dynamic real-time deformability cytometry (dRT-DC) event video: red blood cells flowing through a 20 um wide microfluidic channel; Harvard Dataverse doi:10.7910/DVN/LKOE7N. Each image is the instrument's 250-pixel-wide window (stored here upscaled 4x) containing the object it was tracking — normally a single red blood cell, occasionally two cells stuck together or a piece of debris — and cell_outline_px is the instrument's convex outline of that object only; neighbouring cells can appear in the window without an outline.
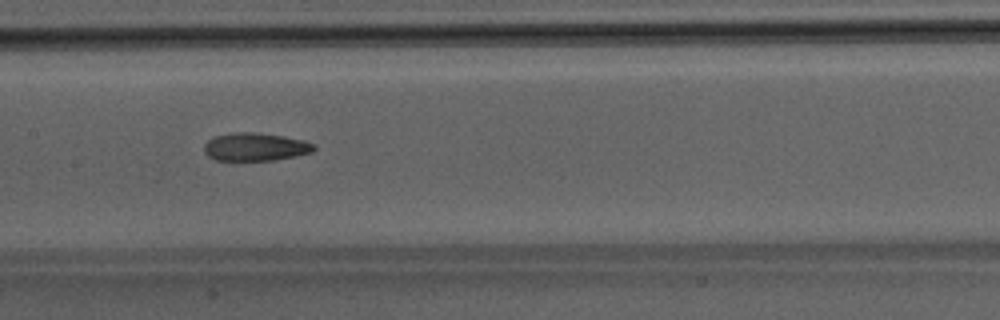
{"species": "Egyptian fruit bat (a non-hibernating species)", "species_latin": "Rousettus aegyptiacus", "temperature_condition": "room temperature", "stored_images_in_passage": 37, "camera_frame_rate_fps": 3000, "um_per_image_px": 0.085, "animal": {"sex": "male"}, "frame": {"image": 1, "passage_image": 13, "time_ms": 4.0, "image_size_px": [1000, 320], "cell_outline_px": [[316, 148], [312, 152], [296, 156], [272, 160], [216, 160], [208, 156], [204, 152], [204, 144], [212, 136], [236, 132], [252, 132], [284, 136], [304, 140], [316, 144]], "centroid_in_image_um": [21.71, 12.48], "position_along_channel_um": 185.7, "area_um2": 18.03}}
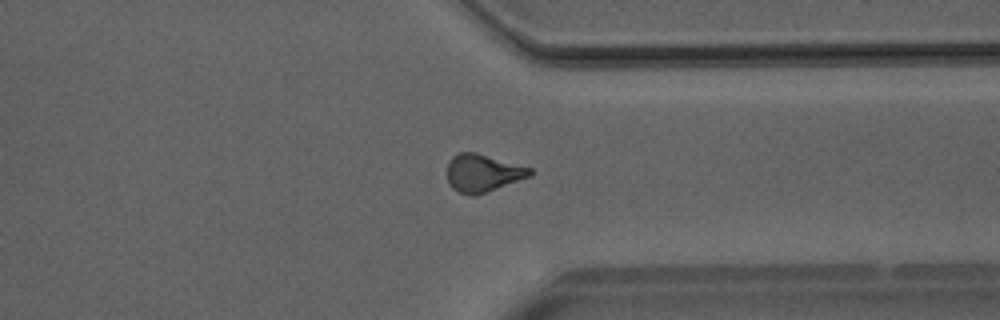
{"frame": {"image": 2, "passage_image": 26, "time_ms": 8.333, "image_size_px": [1000, 320], "cell_outline_px": [[532, 176], [476, 196], [468, 196], [452, 188], [448, 184], [448, 164], [452, 156], [460, 152], [476, 152], [532, 168]], "centroid_in_image_um": [41.05, 14.72], "position_along_channel_um": 370.4, "area_um2": 18.32}}
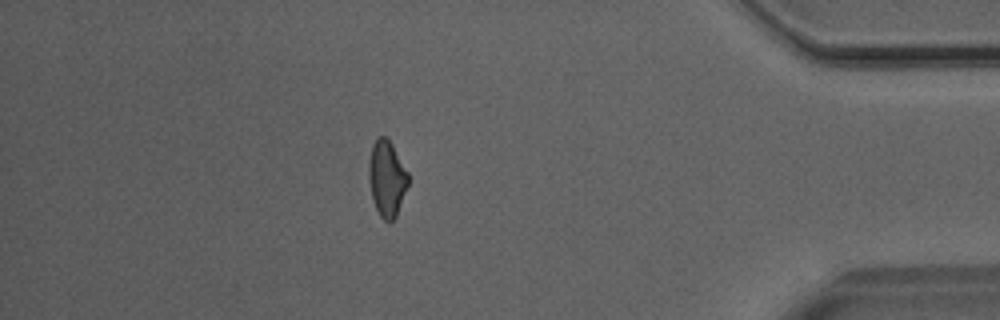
{"frame": {"image": 3, "passage_image": 31, "time_ms": 10.0, "image_size_px": [1000, 320], "cell_outline_px": [[408, 184], [396, 216], [392, 220], [384, 220], [380, 216], [376, 208], [372, 196], [368, 176], [368, 160], [372, 144], [376, 136], [384, 136], [392, 144], [408, 172]], "centroid_in_image_um": [32.86, 15.12], "position_along_channel_um": 402.3, "area_um2": 17.34}}